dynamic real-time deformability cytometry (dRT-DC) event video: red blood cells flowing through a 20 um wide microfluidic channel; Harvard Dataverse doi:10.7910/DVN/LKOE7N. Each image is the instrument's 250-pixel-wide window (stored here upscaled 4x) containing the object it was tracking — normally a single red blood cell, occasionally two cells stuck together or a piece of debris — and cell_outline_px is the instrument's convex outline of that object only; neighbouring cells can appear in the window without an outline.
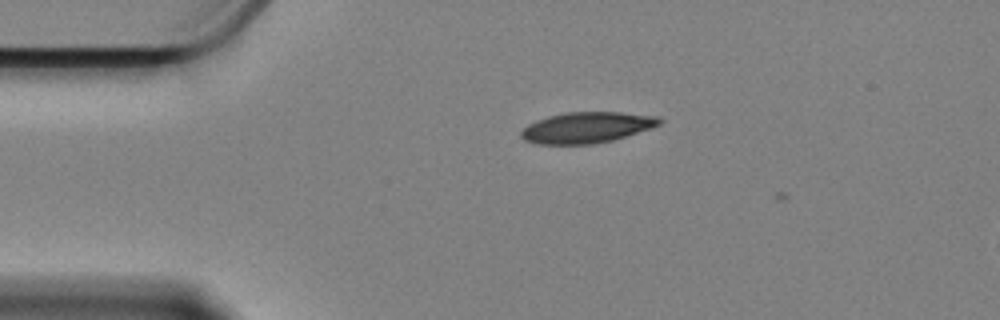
{"species": "Egyptian fruit bat (a non-hibernating species)", "species_latin": "Rousettus aegyptiacus", "temperature_condition": "cold", "stored_images_in_passage": 5, "camera_frame_rate_fps": 3000, "um_per_image_px": 0.085, "animal": {"sex": "female"}, "frame": {"image": 1, "passage_image": 2, "time_ms": 0.333, "image_size_px": [1000, 320], "cell_outline_px": [[664, 120], [660, 124], [652, 128], [612, 140], [592, 144], [536, 144], [524, 140], [520, 136], [520, 132], [528, 124], [536, 120], [548, 116], [564, 112], [620, 112], [660, 116]], "centroid_in_image_um": [49.88, 10.83], "position_along_channel_um": 35.1, "area_um2": 25.09}}